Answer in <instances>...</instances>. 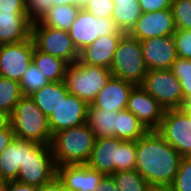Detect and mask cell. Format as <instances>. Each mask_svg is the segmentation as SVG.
<instances>
[{"label": "cell", "mask_w": 191, "mask_h": 191, "mask_svg": "<svg viewBox=\"0 0 191 191\" xmlns=\"http://www.w3.org/2000/svg\"><path fill=\"white\" fill-rule=\"evenodd\" d=\"M34 43L28 40L0 45V76L20 82L32 63Z\"/></svg>", "instance_id": "obj_12"}, {"label": "cell", "mask_w": 191, "mask_h": 191, "mask_svg": "<svg viewBox=\"0 0 191 191\" xmlns=\"http://www.w3.org/2000/svg\"><path fill=\"white\" fill-rule=\"evenodd\" d=\"M156 131L182 157L191 154V119L181 108L165 110Z\"/></svg>", "instance_id": "obj_11"}, {"label": "cell", "mask_w": 191, "mask_h": 191, "mask_svg": "<svg viewBox=\"0 0 191 191\" xmlns=\"http://www.w3.org/2000/svg\"><path fill=\"white\" fill-rule=\"evenodd\" d=\"M25 159V140L14 138L0 153V180L13 181Z\"/></svg>", "instance_id": "obj_21"}, {"label": "cell", "mask_w": 191, "mask_h": 191, "mask_svg": "<svg viewBox=\"0 0 191 191\" xmlns=\"http://www.w3.org/2000/svg\"><path fill=\"white\" fill-rule=\"evenodd\" d=\"M6 191H38V187L13 180L6 181Z\"/></svg>", "instance_id": "obj_40"}, {"label": "cell", "mask_w": 191, "mask_h": 191, "mask_svg": "<svg viewBox=\"0 0 191 191\" xmlns=\"http://www.w3.org/2000/svg\"><path fill=\"white\" fill-rule=\"evenodd\" d=\"M32 62L50 82L64 80L68 63L61 58L37 50L34 47Z\"/></svg>", "instance_id": "obj_26"}, {"label": "cell", "mask_w": 191, "mask_h": 191, "mask_svg": "<svg viewBox=\"0 0 191 191\" xmlns=\"http://www.w3.org/2000/svg\"><path fill=\"white\" fill-rule=\"evenodd\" d=\"M91 0H76V6H78L80 9H84Z\"/></svg>", "instance_id": "obj_46"}, {"label": "cell", "mask_w": 191, "mask_h": 191, "mask_svg": "<svg viewBox=\"0 0 191 191\" xmlns=\"http://www.w3.org/2000/svg\"><path fill=\"white\" fill-rule=\"evenodd\" d=\"M50 4H53V6L76 5V0H50Z\"/></svg>", "instance_id": "obj_44"}, {"label": "cell", "mask_w": 191, "mask_h": 191, "mask_svg": "<svg viewBox=\"0 0 191 191\" xmlns=\"http://www.w3.org/2000/svg\"><path fill=\"white\" fill-rule=\"evenodd\" d=\"M140 44L148 71L171 69L178 57L173 36L148 38Z\"/></svg>", "instance_id": "obj_16"}, {"label": "cell", "mask_w": 191, "mask_h": 191, "mask_svg": "<svg viewBox=\"0 0 191 191\" xmlns=\"http://www.w3.org/2000/svg\"><path fill=\"white\" fill-rule=\"evenodd\" d=\"M19 83L23 96H30L43 86L50 83V81L32 62L28 69L24 72Z\"/></svg>", "instance_id": "obj_30"}, {"label": "cell", "mask_w": 191, "mask_h": 191, "mask_svg": "<svg viewBox=\"0 0 191 191\" xmlns=\"http://www.w3.org/2000/svg\"><path fill=\"white\" fill-rule=\"evenodd\" d=\"M63 187L62 181L55 176L50 182L38 187V191H61Z\"/></svg>", "instance_id": "obj_42"}, {"label": "cell", "mask_w": 191, "mask_h": 191, "mask_svg": "<svg viewBox=\"0 0 191 191\" xmlns=\"http://www.w3.org/2000/svg\"><path fill=\"white\" fill-rule=\"evenodd\" d=\"M117 114L118 111L94 108L90 104L87 108L86 124L93 131L96 138L115 137Z\"/></svg>", "instance_id": "obj_23"}, {"label": "cell", "mask_w": 191, "mask_h": 191, "mask_svg": "<svg viewBox=\"0 0 191 191\" xmlns=\"http://www.w3.org/2000/svg\"><path fill=\"white\" fill-rule=\"evenodd\" d=\"M171 10L177 30H191V0H172Z\"/></svg>", "instance_id": "obj_32"}, {"label": "cell", "mask_w": 191, "mask_h": 191, "mask_svg": "<svg viewBox=\"0 0 191 191\" xmlns=\"http://www.w3.org/2000/svg\"><path fill=\"white\" fill-rule=\"evenodd\" d=\"M79 10L76 5L53 6L39 22L44 26L69 31Z\"/></svg>", "instance_id": "obj_27"}, {"label": "cell", "mask_w": 191, "mask_h": 191, "mask_svg": "<svg viewBox=\"0 0 191 191\" xmlns=\"http://www.w3.org/2000/svg\"><path fill=\"white\" fill-rule=\"evenodd\" d=\"M9 123V117L0 112V130Z\"/></svg>", "instance_id": "obj_45"}, {"label": "cell", "mask_w": 191, "mask_h": 191, "mask_svg": "<svg viewBox=\"0 0 191 191\" xmlns=\"http://www.w3.org/2000/svg\"><path fill=\"white\" fill-rule=\"evenodd\" d=\"M127 110L131 111L148 130H157L165 109L143 87L136 85L128 99Z\"/></svg>", "instance_id": "obj_15"}, {"label": "cell", "mask_w": 191, "mask_h": 191, "mask_svg": "<svg viewBox=\"0 0 191 191\" xmlns=\"http://www.w3.org/2000/svg\"><path fill=\"white\" fill-rule=\"evenodd\" d=\"M1 12H25V0H0Z\"/></svg>", "instance_id": "obj_38"}, {"label": "cell", "mask_w": 191, "mask_h": 191, "mask_svg": "<svg viewBox=\"0 0 191 191\" xmlns=\"http://www.w3.org/2000/svg\"><path fill=\"white\" fill-rule=\"evenodd\" d=\"M171 186L173 191H191V158H182Z\"/></svg>", "instance_id": "obj_33"}, {"label": "cell", "mask_w": 191, "mask_h": 191, "mask_svg": "<svg viewBox=\"0 0 191 191\" xmlns=\"http://www.w3.org/2000/svg\"><path fill=\"white\" fill-rule=\"evenodd\" d=\"M23 97L20 83L0 76V112L10 117Z\"/></svg>", "instance_id": "obj_28"}, {"label": "cell", "mask_w": 191, "mask_h": 191, "mask_svg": "<svg viewBox=\"0 0 191 191\" xmlns=\"http://www.w3.org/2000/svg\"><path fill=\"white\" fill-rule=\"evenodd\" d=\"M68 32L78 52L92 44L98 37L124 34L112 18H97L85 9L79 10Z\"/></svg>", "instance_id": "obj_8"}, {"label": "cell", "mask_w": 191, "mask_h": 191, "mask_svg": "<svg viewBox=\"0 0 191 191\" xmlns=\"http://www.w3.org/2000/svg\"><path fill=\"white\" fill-rule=\"evenodd\" d=\"M181 108H191V97L185 99L184 104Z\"/></svg>", "instance_id": "obj_47"}, {"label": "cell", "mask_w": 191, "mask_h": 191, "mask_svg": "<svg viewBox=\"0 0 191 191\" xmlns=\"http://www.w3.org/2000/svg\"><path fill=\"white\" fill-rule=\"evenodd\" d=\"M114 11L112 19L120 31L130 33L142 12L138 0H113Z\"/></svg>", "instance_id": "obj_24"}, {"label": "cell", "mask_w": 191, "mask_h": 191, "mask_svg": "<svg viewBox=\"0 0 191 191\" xmlns=\"http://www.w3.org/2000/svg\"><path fill=\"white\" fill-rule=\"evenodd\" d=\"M88 106L84 100L69 93L48 117L52 136L62 130L81 126L86 123Z\"/></svg>", "instance_id": "obj_13"}, {"label": "cell", "mask_w": 191, "mask_h": 191, "mask_svg": "<svg viewBox=\"0 0 191 191\" xmlns=\"http://www.w3.org/2000/svg\"><path fill=\"white\" fill-rule=\"evenodd\" d=\"M15 138L14 131L10 122L0 130V153L10 144Z\"/></svg>", "instance_id": "obj_39"}, {"label": "cell", "mask_w": 191, "mask_h": 191, "mask_svg": "<svg viewBox=\"0 0 191 191\" xmlns=\"http://www.w3.org/2000/svg\"><path fill=\"white\" fill-rule=\"evenodd\" d=\"M34 47L44 53L63 59L68 64L79 60L68 31L42 25L39 21L31 25Z\"/></svg>", "instance_id": "obj_9"}, {"label": "cell", "mask_w": 191, "mask_h": 191, "mask_svg": "<svg viewBox=\"0 0 191 191\" xmlns=\"http://www.w3.org/2000/svg\"><path fill=\"white\" fill-rule=\"evenodd\" d=\"M176 26L171 8L142 13L129 33L139 41L154 37L173 36Z\"/></svg>", "instance_id": "obj_14"}, {"label": "cell", "mask_w": 191, "mask_h": 191, "mask_svg": "<svg viewBox=\"0 0 191 191\" xmlns=\"http://www.w3.org/2000/svg\"><path fill=\"white\" fill-rule=\"evenodd\" d=\"M142 13L171 8L172 0H138Z\"/></svg>", "instance_id": "obj_37"}, {"label": "cell", "mask_w": 191, "mask_h": 191, "mask_svg": "<svg viewBox=\"0 0 191 191\" xmlns=\"http://www.w3.org/2000/svg\"><path fill=\"white\" fill-rule=\"evenodd\" d=\"M121 36L105 35L98 37L92 44L79 52V60L85 64L110 69Z\"/></svg>", "instance_id": "obj_19"}, {"label": "cell", "mask_w": 191, "mask_h": 191, "mask_svg": "<svg viewBox=\"0 0 191 191\" xmlns=\"http://www.w3.org/2000/svg\"><path fill=\"white\" fill-rule=\"evenodd\" d=\"M187 115L188 117L191 119V108H181Z\"/></svg>", "instance_id": "obj_49"}, {"label": "cell", "mask_w": 191, "mask_h": 191, "mask_svg": "<svg viewBox=\"0 0 191 191\" xmlns=\"http://www.w3.org/2000/svg\"><path fill=\"white\" fill-rule=\"evenodd\" d=\"M57 176L50 145L38 144L25 140V159L20 165L17 181L41 187Z\"/></svg>", "instance_id": "obj_6"}, {"label": "cell", "mask_w": 191, "mask_h": 191, "mask_svg": "<svg viewBox=\"0 0 191 191\" xmlns=\"http://www.w3.org/2000/svg\"><path fill=\"white\" fill-rule=\"evenodd\" d=\"M148 129L127 109L118 111L116 116L115 137L123 141H137Z\"/></svg>", "instance_id": "obj_25"}, {"label": "cell", "mask_w": 191, "mask_h": 191, "mask_svg": "<svg viewBox=\"0 0 191 191\" xmlns=\"http://www.w3.org/2000/svg\"><path fill=\"white\" fill-rule=\"evenodd\" d=\"M113 76L141 85L148 69L146 67L140 41L128 33H124L119 41L111 63Z\"/></svg>", "instance_id": "obj_7"}, {"label": "cell", "mask_w": 191, "mask_h": 191, "mask_svg": "<svg viewBox=\"0 0 191 191\" xmlns=\"http://www.w3.org/2000/svg\"><path fill=\"white\" fill-rule=\"evenodd\" d=\"M84 9L97 18H112L114 2L113 0H91Z\"/></svg>", "instance_id": "obj_36"}, {"label": "cell", "mask_w": 191, "mask_h": 191, "mask_svg": "<svg viewBox=\"0 0 191 191\" xmlns=\"http://www.w3.org/2000/svg\"><path fill=\"white\" fill-rule=\"evenodd\" d=\"M97 191H120L111 175H105L97 186Z\"/></svg>", "instance_id": "obj_41"}, {"label": "cell", "mask_w": 191, "mask_h": 191, "mask_svg": "<svg viewBox=\"0 0 191 191\" xmlns=\"http://www.w3.org/2000/svg\"><path fill=\"white\" fill-rule=\"evenodd\" d=\"M182 158L156 130H148L136 141L135 170L150 185H171Z\"/></svg>", "instance_id": "obj_1"}, {"label": "cell", "mask_w": 191, "mask_h": 191, "mask_svg": "<svg viewBox=\"0 0 191 191\" xmlns=\"http://www.w3.org/2000/svg\"><path fill=\"white\" fill-rule=\"evenodd\" d=\"M0 191H6V181L0 180Z\"/></svg>", "instance_id": "obj_48"}, {"label": "cell", "mask_w": 191, "mask_h": 191, "mask_svg": "<svg viewBox=\"0 0 191 191\" xmlns=\"http://www.w3.org/2000/svg\"><path fill=\"white\" fill-rule=\"evenodd\" d=\"M95 140L93 131L86 123L55 133L50 146L56 167L87 164Z\"/></svg>", "instance_id": "obj_3"}, {"label": "cell", "mask_w": 191, "mask_h": 191, "mask_svg": "<svg viewBox=\"0 0 191 191\" xmlns=\"http://www.w3.org/2000/svg\"><path fill=\"white\" fill-rule=\"evenodd\" d=\"M31 25L25 12L0 11V45L28 40L31 37Z\"/></svg>", "instance_id": "obj_20"}, {"label": "cell", "mask_w": 191, "mask_h": 191, "mask_svg": "<svg viewBox=\"0 0 191 191\" xmlns=\"http://www.w3.org/2000/svg\"><path fill=\"white\" fill-rule=\"evenodd\" d=\"M61 191H70V190H68L65 187H63Z\"/></svg>", "instance_id": "obj_50"}, {"label": "cell", "mask_w": 191, "mask_h": 191, "mask_svg": "<svg viewBox=\"0 0 191 191\" xmlns=\"http://www.w3.org/2000/svg\"><path fill=\"white\" fill-rule=\"evenodd\" d=\"M171 71L179 80L184 100L191 97V61L190 59H183L177 57L172 64Z\"/></svg>", "instance_id": "obj_31"}, {"label": "cell", "mask_w": 191, "mask_h": 191, "mask_svg": "<svg viewBox=\"0 0 191 191\" xmlns=\"http://www.w3.org/2000/svg\"><path fill=\"white\" fill-rule=\"evenodd\" d=\"M89 168L111 175L114 172L134 170L136 166V141H123L116 137L96 138Z\"/></svg>", "instance_id": "obj_2"}, {"label": "cell", "mask_w": 191, "mask_h": 191, "mask_svg": "<svg viewBox=\"0 0 191 191\" xmlns=\"http://www.w3.org/2000/svg\"><path fill=\"white\" fill-rule=\"evenodd\" d=\"M147 191H173V189L171 185L152 184Z\"/></svg>", "instance_id": "obj_43"}, {"label": "cell", "mask_w": 191, "mask_h": 191, "mask_svg": "<svg viewBox=\"0 0 191 191\" xmlns=\"http://www.w3.org/2000/svg\"><path fill=\"white\" fill-rule=\"evenodd\" d=\"M53 7L50 0H25V15L31 23L40 21Z\"/></svg>", "instance_id": "obj_34"}, {"label": "cell", "mask_w": 191, "mask_h": 191, "mask_svg": "<svg viewBox=\"0 0 191 191\" xmlns=\"http://www.w3.org/2000/svg\"><path fill=\"white\" fill-rule=\"evenodd\" d=\"M9 122L15 138L50 145L52 133L48 117L38 108L30 96H23L16 104Z\"/></svg>", "instance_id": "obj_4"}, {"label": "cell", "mask_w": 191, "mask_h": 191, "mask_svg": "<svg viewBox=\"0 0 191 191\" xmlns=\"http://www.w3.org/2000/svg\"><path fill=\"white\" fill-rule=\"evenodd\" d=\"M69 94L63 81L50 82L30 95L38 108L49 117Z\"/></svg>", "instance_id": "obj_22"}, {"label": "cell", "mask_w": 191, "mask_h": 191, "mask_svg": "<svg viewBox=\"0 0 191 191\" xmlns=\"http://www.w3.org/2000/svg\"><path fill=\"white\" fill-rule=\"evenodd\" d=\"M111 176L120 191H147L150 185L135 169L114 172Z\"/></svg>", "instance_id": "obj_29"}, {"label": "cell", "mask_w": 191, "mask_h": 191, "mask_svg": "<svg viewBox=\"0 0 191 191\" xmlns=\"http://www.w3.org/2000/svg\"><path fill=\"white\" fill-rule=\"evenodd\" d=\"M57 177L70 191H97V186L105 174L89 168L86 164H77L58 166Z\"/></svg>", "instance_id": "obj_17"}, {"label": "cell", "mask_w": 191, "mask_h": 191, "mask_svg": "<svg viewBox=\"0 0 191 191\" xmlns=\"http://www.w3.org/2000/svg\"><path fill=\"white\" fill-rule=\"evenodd\" d=\"M177 56L191 59V30H176L173 34Z\"/></svg>", "instance_id": "obj_35"}, {"label": "cell", "mask_w": 191, "mask_h": 191, "mask_svg": "<svg viewBox=\"0 0 191 191\" xmlns=\"http://www.w3.org/2000/svg\"><path fill=\"white\" fill-rule=\"evenodd\" d=\"M112 76L108 68L85 64L77 60L66 68L63 82L70 94L90 105Z\"/></svg>", "instance_id": "obj_5"}, {"label": "cell", "mask_w": 191, "mask_h": 191, "mask_svg": "<svg viewBox=\"0 0 191 191\" xmlns=\"http://www.w3.org/2000/svg\"><path fill=\"white\" fill-rule=\"evenodd\" d=\"M135 86L131 82L112 76L91 105L109 111L127 109L129 95Z\"/></svg>", "instance_id": "obj_18"}, {"label": "cell", "mask_w": 191, "mask_h": 191, "mask_svg": "<svg viewBox=\"0 0 191 191\" xmlns=\"http://www.w3.org/2000/svg\"><path fill=\"white\" fill-rule=\"evenodd\" d=\"M140 86L165 110L179 109L184 104L181 84L171 69L149 70Z\"/></svg>", "instance_id": "obj_10"}]
</instances>
